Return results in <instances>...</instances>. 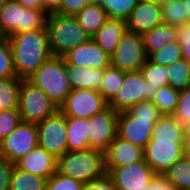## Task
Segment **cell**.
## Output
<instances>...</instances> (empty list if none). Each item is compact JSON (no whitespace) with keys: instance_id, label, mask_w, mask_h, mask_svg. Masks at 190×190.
<instances>
[{"instance_id":"26","label":"cell","mask_w":190,"mask_h":190,"mask_svg":"<svg viewBox=\"0 0 190 190\" xmlns=\"http://www.w3.org/2000/svg\"><path fill=\"white\" fill-rule=\"evenodd\" d=\"M162 175L176 190H190V159L182 157Z\"/></svg>"},{"instance_id":"3","label":"cell","mask_w":190,"mask_h":190,"mask_svg":"<svg viewBox=\"0 0 190 190\" xmlns=\"http://www.w3.org/2000/svg\"><path fill=\"white\" fill-rule=\"evenodd\" d=\"M56 171L82 183L98 179L107 173L105 152L91 148L67 151L57 159Z\"/></svg>"},{"instance_id":"43","label":"cell","mask_w":190,"mask_h":190,"mask_svg":"<svg viewBox=\"0 0 190 190\" xmlns=\"http://www.w3.org/2000/svg\"><path fill=\"white\" fill-rule=\"evenodd\" d=\"M14 164L0 155V190H10L11 172Z\"/></svg>"},{"instance_id":"21","label":"cell","mask_w":190,"mask_h":190,"mask_svg":"<svg viewBox=\"0 0 190 190\" xmlns=\"http://www.w3.org/2000/svg\"><path fill=\"white\" fill-rule=\"evenodd\" d=\"M126 30L125 21L107 19L105 24L91 38L111 56Z\"/></svg>"},{"instance_id":"39","label":"cell","mask_w":190,"mask_h":190,"mask_svg":"<svg viewBox=\"0 0 190 190\" xmlns=\"http://www.w3.org/2000/svg\"><path fill=\"white\" fill-rule=\"evenodd\" d=\"M173 116L184 126L190 122V86L180 91L177 108Z\"/></svg>"},{"instance_id":"14","label":"cell","mask_w":190,"mask_h":190,"mask_svg":"<svg viewBox=\"0 0 190 190\" xmlns=\"http://www.w3.org/2000/svg\"><path fill=\"white\" fill-rule=\"evenodd\" d=\"M118 112L107 107L89 118V148L105 152L117 135Z\"/></svg>"},{"instance_id":"11","label":"cell","mask_w":190,"mask_h":190,"mask_svg":"<svg viewBox=\"0 0 190 190\" xmlns=\"http://www.w3.org/2000/svg\"><path fill=\"white\" fill-rule=\"evenodd\" d=\"M37 146L36 124L20 122L8 137L0 141V155L14 164Z\"/></svg>"},{"instance_id":"35","label":"cell","mask_w":190,"mask_h":190,"mask_svg":"<svg viewBox=\"0 0 190 190\" xmlns=\"http://www.w3.org/2000/svg\"><path fill=\"white\" fill-rule=\"evenodd\" d=\"M147 57L148 61L165 66L173 64L175 61L183 58L181 46L178 42L170 43L163 47L160 51L150 53Z\"/></svg>"},{"instance_id":"15","label":"cell","mask_w":190,"mask_h":190,"mask_svg":"<svg viewBox=\"0 0 190 190\" xmlns=\"http://www.w3.org/2000/svg\"><path fill=\"white\" fill-rule=\"evenodd\" d=\"M183 143L149 141L144 147V160L156 173L162 175L183 157Z\"/></svg>"},{"instance_id":"46","label":"cell","mask_w":190,"mask_h":190,"mask_svg":"<svg viewBox=\"0 0 190 190\" xmlns=\"http://www.w3.org/2000/svg\"><path fill=\"white\" fill-rule=\"evenodd\" d=\"M183 157L190 159V130L185 127L183 132Z\"/></svg>"},{"instance_id":"50","label":"cell","mask_w":190,"mask_h":190,"mask_svg":"<svg viewBox=\"0 0 190 190\" xmlns=\"http://www.w3.org/2000/svg\"><path fill=\"white\" fill-rule=\"evenodd\" d=\"M6 38V35L2 32V29L0 27V41L4 40Z\"/></svg>"},{"instance_id":"8","label":"cell","mask_w":190,"mask_h":190,"mask_svg":"<svg viewBox=\"0 0 190 190\" xmlns=\"http://www.w3.org/2000/svg\"><path fill=\"white\" fill-rule=\"evenodd\" d=\"M147 60L142 34L126 30L110 56V65L124 72H135Z\"/></svg>"},{"instance_id":"19","label":"cell","mask_w":190,"mask_h":190,"mask_svg":"<svg viewBox=\"0 0 190 190\" xmlns=\"http://www.w3.org/2000/svg\"><path fill=\"white\" fill-rule=\"evenodd\" d=\"M14 166L31 174L50 178L56 172L57 159L37 146L14 163Z\"/></svg>"},{"instance_id":"24","label":"cell","mask_w":190,"mask_h":190,"mask_svg":"<svg viewBox=\"0 0 190 190\" xmlns=\"http://www.w3.org/2000/svg\"><path fill=\"white\" fill-rule=\"evenodd\" d=\"M185 126L173 115H163L153 127L150 141H174L183 143Z\"/></svg>"},{"instance_id":"40","label":"cell","mask_w":190,"mask_h":190,"mask_svg":"<svg viewBox=\"0 0 190 190\" xmlns=\"http://www.w3.org/2000/svg\"><path fill=\"white\" fill-rule=\"evenodd\" d=\"M92 0H62L60 7L54 12L66 16H76Z\"/></svg>"},{"instance_id":"41","label":"cell","mask_w":190,"mask_h":190,"mask_svg":"<svg viewBox=\"0 0 190 190\" xmlns=\"http://www.w3.org/2000/svg\"><path fill=\"white\" fill-rule=\"evenodd\" d=\"M178 43L181 46L183 58L190 61V24L183 23L177 26Z\"/></svg>"},{"instance_id":"51","label":"cell","mask_w":190,"mask_h":190,"mask_svg":"<svg viewBox=\"0 0 190 190\" xmlns=\"http://www.w3.org/2000/svg\"><path fill=\"white\" fill-rule=\"evenodd\" d=\"M7 1L8 0H0V11L4 7V5L6 4Z\"/></svg>"},{"instance_id":"38","label":"cell","mask_w":190,"mask_h":190,"mask_svg":"<svg viewBox=\"0 0 190 190\" xmlns=\"http://www.w3.org/2000/svg\"><path fill=\"white\" fill-rule=\"evenodd\" d=\"M21 122L18 109L0 111V141L8 137Z\"/></svg>"},{"instance_id":"34","label":"cell","mask_w":190,"mask_h":190,"mask_svg":"<svg viewBox=\"0 0 190 190\" xmlns=\"http://www.w3.org/2000/svg\"><path fill=\"white\" fill-rule=\"evenodd\" d=\"M163 23L178 26L186 23L187 13L182 0H165L161 4Z\"/></svg>"},{"instance_id":"12","label":"cell","mask_w":190,"mask_h":190,"mask_svg":"<svg viewBox=\"0 0 190 190\" xmlns=\"http://www.w3.org/2000/svg\"><path fill=\"white\" fill-rule=\"evenodd\" d=\"M108 107L102 95L92 89H72L59 110L70 117L90 118Z\"/></svg>"},{"instance_id":"37","label":"cell","mask_w":190,"mask_h":190,"mask_svg":"<svg viewBox=\"0 0 190 190\" xmlns=\"http://www.w3.org/2000/svg\"><path fill=\"white\" fill-rule=\"evenodd\" d=\"M83 184L81 181L64 176L56 171L47 179L46 190H82Z\"/></svg>"},{"instance_id":"10","label":"cell","mask_w":190,"mask_h":190,"mask_svg":"<svg viewBox=\"0 0 190 190\" xmlns=\"http://www.w3.org/2000/svg\"><path fill=\"white\" fill-rule=\"evenodd\" d=\"M146 100H152L150 83L143 78L140 71L125 72L123 83L108 106L117 112H122Z\"/></svg>"},{"instance_id":"27","label":"cell","mask_w":190,"mask_h":190,"mask_svg":"<svg viewBox=\"0 0 190 190\" xmlns=\"http://www.w3.org/2000/svg\"><path fill=\"white\" fill-rule=\"evenodd\" d=\"M47 179L23 171L13 166L10 179V190H46Z\"/></svg>"},{"instance_id":"53","label":"cell","mask_w":190,"mask_h":190,"mask_svg":"<svg viewBox=\"0 0 190 190\" xmlns=\"http://www.w3.org/2000/svg\"><path fill=\"white\" fill-rule=\"evenodd\" d=\"M190 130V122L185 126Z\"/></svg>"},{"instance_id":"2","label":"cell","mask_w":190,"mask_h":190,"mask_svg":"<svg viewBox=\"0 0 190 190\" xmlns=\"http://www.w3.org/2000/svg\"><path fill=\"white\" fill-rule=\"evenodd\" d=\"M152 101L146 100L118 112L117 135L144 148L151 140L154 124L162 117Z\"/></svg>"},{"instance_id":"7","label":"cell","mask_w":190,"mask_h":190,"mask_svg":"<svg viewBox=\"0 0 190 190\" xmlns=\"http://www.w3.org/2000/svg\"><path fill=\"white\" fill-rule=\"evenodd\" d=\"M47 16L43 10L25 8L14 0H8L0 11V27L8 37L43 28Z\"/></svg>"},{"instance_id":"42","label":"cell","mask_w":190,"mask_h":190,"mask_svg":"<svg viewBox=\"0 0 190 190\" xmlns=\"http://www.w3.org/2000/svg\"><path fill=\"white\" fill-rule=\"evenodd\" d=\"M82 190H116V187L113 179L106 173L98 179L84 183Z\"/></svg>"},{"instance_id":"47","label":"cell","mask_w":190,"mask_h":190,"mask_svg":"<svg viewBox=\"0 0 190 190\" xmlns=\"http://www.w3.org/2000/svg\"><path fill=\"white\" fill-rule=\"evenodd\" d=\"M42 2L48 13H54L60 7L62 0H42Z\"/></svg>"},{"instance_id":"17","label":"cell","mask_w":190,"mask_h":190,"mask_svg":"<svg viewBox=\"0 0 190 190\" xmlns=\"http://www.w3.org/2000/svg\"><path fill=\"white\" fill-rule=\"evenodd\" d=\"M144 159V148L128 142L118 135L105 151L106 168H116L130 165Z\"/></svg>"},{"instance_id":"20","label":"cell","mask_w":190,"mask_h":190,"mask_svg":"<svg viewBox=\"0 0 190 190\" xmlns=\"http://www.w3.org/2000/svg\"><path fill=\"white\" fill-rule=\"evenodd\" d=\"M65 69L72 89H92L99 91L105 68L73 66L65 61Z\"/></svg>"},{"instance_id":"5","label":"cell","mask_w":190,"mask_h":190,"mask_svg":"<svg viewBox=\"0 0 190 190\" xmlns=\"http://www.w3.org/2000/svg\"><path fill=\"white\" fill-rule=\"evenodd\" d=\"M39 87L48 98L60 107L72 90L66 75L65 58L52 56L27 78Z\"/></svg>"},{"instance_id":"22","label":"cell","mask_w":190,"mask_h":190,"mask_svg":"<svg viewBox=\"0 0 190 190\" xmlns=\"http://www.w3.org/2000/svg\"><path fill=\"white\" fill-rule=\"evenodd\" d=\"M146 55L160 51L170 43H177V26L161 23L142 34Z\"/></svg>"},{"instance_id":"25","label":"cell","mask_w":190,"mask_h":190,"mask_svg":"<svg viewBox=\"0 0 190 190\" xmlns=\"http://www.w3.org/2000/svg\"><path fill=\"white\" fill-rule=\"evenodd\" d=\"M81 28L92 37L107 21L106 11L101 4L91 2L84 7L76 16Z\"/></svg>"},{"instance_id":"45","label":"cell","mask_w":190,"mask_h":190,"mask_svg":"<svg viewBox=\"0 0 190 190\" xmlns=\"http://www.w3.org/2000/svg\"><path fill=\"white\" fill-rule=\"evenodd\" d=\"M25 8L43 10L47 15L48 12L44 9L42 0H14Z\"/></svg>"},{"instance_id":"23","label":"cell","mask_w":190,"mask_h":190,"mask_svg":"<svg viewBox=\"0 0 190 190\" xmlns=\"http://www.w3.org/2000/svg\"><path fill=\"white\" fill-rule=\"evenodd\" d=\"M68 151L89 148V118L66 116Z\"/></svg>"},{"instance_id":"16","label":"cell","mask_w":190,"mask_h":190,"mask_svg":"<svg viewBox=\"0 0 190 190\" xmlns=\"http://www.w3.org/2000/svg\"><path fill=\"white\" fill-rule=\"evenodd\" d=\"M68 64L89 68H108L110 56L92 39L63 56Z\"/></svg>"},{"instance_id":"32","label":"cell","mask_w":190,"mask_h":190,"mask_svg":"<svg viewBox=\"0 0 190 190\" xmlns=\"http://www.w3.org/2000/svg\"><path fill=\"white\" fill-rule=\"evenodd\" d=\"M179 96L180 91L171 86H162L151 101L162 115H173L177 108Z\"/></svg>"},{"instance_id":"28","label":"cell","mask_w":190,"mask_h":190,"mask_svg":"<svg viewBox=\"0 0 190 190\" xmlns=\"http://www.w3.org/2000/svg\"><path fill=\"white\" fill-rule=\"evenodd\" d=\"M21 81L18 77L0 79V111L18 109Z\"/></svg>"},{"instance_id":"52","label":"cell","mask_w":190,"mask_h":190,"mask_svg":"<svg viewBox=\"0 0 190 190\" xmlns=\"http://www.w3.org/2000/svg\"><path fill=\"white\" fill-rule=\"evenodd\" d=\"M104 0H92V2H95V3H98V4H101Z\"/></svg>"},{"instance_id":"29","label":"cell","mask_w":190,"mask_h":190,"mask_svg":"<svg viewBox=\"0 0 190 190\" xmlns=\"http://www.w3.org/2000/svg\"><path fill=\"white\" fill-rule=\"evenodd\" d=\"M143 78L152 87V99L162 86H169L167 66L146 61L140 69Z\"/></svg>"},{"instance_id":"30","label":"cell","mask_w":190,"mask_h":190,"mask_svg":"<svg viewBox=\"0 0 190 190\" xmlns=\"http://www.w3.org/2000/svg\"><path fill=\"white\" fill-rule=\"evenodd\" d=\"M169 86L182 91L190 86L189 61L181 58L167 66Z\"/></svg>"},{"instance_id":"13","label":"cell","mask_w":190,"mask_h":190,"mask_svg":"<svg viewBox=\"0 0 190 190\" xmlns=\"http://www.w3.org/2000/svg\"><path fill=\"white\" fill-rule=\"evenodd\" d=\"M106 171L116 190H145L157 175L144 159L123 167L106 168Z\"/></svg>"},{"instance_id":"9","label":"cell","mask_w":190,"mask_h":190,"mask_svg":"<svg viewBox=\"0 0 190 190\" xmlns=\"http://www.w3.org/2000/svg\"><path fill=\"white\" fill-rule=\"evenodd\" d=\"M38 146L49 152L56 159L68 151L66 116L58 110L36 124Z\"/></svg>"},{"instance_id":"49","label":"cell","mask_w":190,"mask_h":190,"mask_svg":"<svg viewBox=\"0 0 190 190\" xmlns=\"http://www.w3.org/2000/svg\"><path fill=\"white\" fill-rule=\"evenodd\" d=\"M144 2H152V3H157V4H162L165 0H141Z\"/></svg>"},{"instance_id":"18","label":"cell","mask_w":190,"mask_h":190,"mask_svg":"<svg viewBox=\"0 0 190 190\" xmlns=\"http://www.w3.org/2000/svg\"><path fill=\"white\" fill-rule=\"evenodd\" d=\"M163 23L161 5L139 0L126 21L127 30L139 34Z\"/></svg>"},{"instance_id":"31","label":"cell","mask_w":190,"mask_h":190,"mask_svg":"<svg viewBox=\"0 0 190 190\" xmlns=\"http://www.w3.org/2000/svg\"><path fill=\"white\" fill-rule=\"evenodd\" d=\"M124 74V71L112 67L111 65L108 68H105V73L98 92L108 103L119 91L123 83Z\"/></svg>"},{"instance_id":"6","label":"cell","mask_w":190,"mask_h":190,"mask_svg":"<svg viewBox=\"0 0 190 190\" xmlns=\"http://www.w3.org/2000/svg\"><path fill=\"white\" fill-rule=\"evenodd\" d=\"M58 110L59 107L39 87L22 79L18 101L21 122L37 124Z\"/></svg>"},{"instance_id":"44","label":"cell","mask_w":190,"mask_h":190,"mask_svg":"<svg viewBox=\"0 0 190 190\" xmlns=\"http://www.w3.org/2000/svg\"><path fill=\"white\" fill-rule=\"evenodd\" d=\"M145 190H176L170 182L167 181V179L160 174H157L152 181L150 182V185L146 186Z\"/></svg>"},{"instance_id":"33","label":"cell","mask_w":190,"mask_h":190,"mask_svg":"<svg viewBox=\"0 0 190 190\" xmlns=\"http://www.w3.org/2000/svg\"><path fill=\"white\" fill-rule=\"evenodd\" d=\"M139 0H104L101 3L108 19L127 21Z\"/></svg>"},{"instance_id":"48","label":"cell","mask_w":190,"mask_h":190,"mask_svg":"<svg viewBox=\"0 0 190 190\" xmlns=\"http://www.w3.org/2000/svg\"><path fill=\"white\" fill-rule=\"evenodd\" d=\"M185 13H187L186 23L190 24V0H182Z\"/></svg>"},{"instance_id":"4","label":"cell","mask_w":190,"mask_h":190,"mask_svg":"<svg viewBox=\"0 0 190 190\" xmlns=\"http://www.w3.org/2000/svg\"><path fill=\"white\" fill-rule=\"evenodd\" d=\"M45 27L53 56L63 57L91 38L81 28L75 16L48 13Z\"/></svg>"},{"instance_id":"1","label":"cell","mask_w":190,"mask_h":190,"mask_svg":"<svg viewBox=\"0 0 190 190\" xmlns=\"http://www.w3.org/2000/svg\"><path fill=\"white\" fill-rule=\"evenodd\" d=\"M7 38L13 52L15 73L20 79H27L53 56L45 26Z\"/></svg>"},{"instance_id":"36","label":"cell","mask_w":190,"mask_h":190,"mask_svg":"<svg viewBox=\"0 0 190 190\" xmlns=\"http://www.w3.org/2000/svg\"><path fill=\"white\" fill-rule=\"evenodd\" d=\"M17 77L13 52L8 38L0 41V79Z\"/></svg>"}]
</instances>
